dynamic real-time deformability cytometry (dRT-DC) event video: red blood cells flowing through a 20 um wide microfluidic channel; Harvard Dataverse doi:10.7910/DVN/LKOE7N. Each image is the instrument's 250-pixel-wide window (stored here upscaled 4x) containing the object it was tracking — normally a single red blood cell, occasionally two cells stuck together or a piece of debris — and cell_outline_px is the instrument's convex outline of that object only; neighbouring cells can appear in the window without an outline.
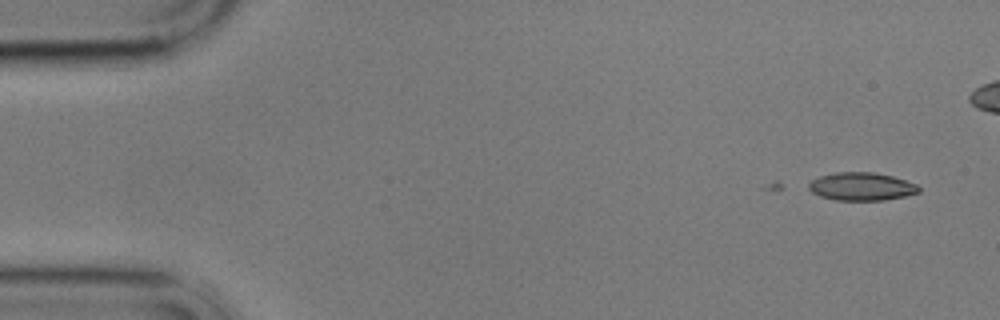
{"species": "common noctule bat (a hibernating species)", "species_latin": "Nyctalus noctula", "temperature_condition": "cold", "stored_images_in_passage": 5, "camera_frame_rate_fps": 3000, "um_per_image_px": 0.085, "animal": {"sex": "male", "body_mass_g": 17.9}, "frame": {"image": 1, "passage_image": 5, "time_ms": 1.333, "image_size_px": [1000, 320], "cell_outline_px": [[920, 192], [904, 196], [884, 200], [836, 200], [820, 196], [812, 192], [808, 188], [808, 184], [812, 180], [820, 176], [836, 172], [876, 172], [892, 176], [916, 184], [920, 188]], "centroid_in_image_um": [73.22, 15.85], "position_along_channel_um": 11.8, "area_um2": 17.92}}